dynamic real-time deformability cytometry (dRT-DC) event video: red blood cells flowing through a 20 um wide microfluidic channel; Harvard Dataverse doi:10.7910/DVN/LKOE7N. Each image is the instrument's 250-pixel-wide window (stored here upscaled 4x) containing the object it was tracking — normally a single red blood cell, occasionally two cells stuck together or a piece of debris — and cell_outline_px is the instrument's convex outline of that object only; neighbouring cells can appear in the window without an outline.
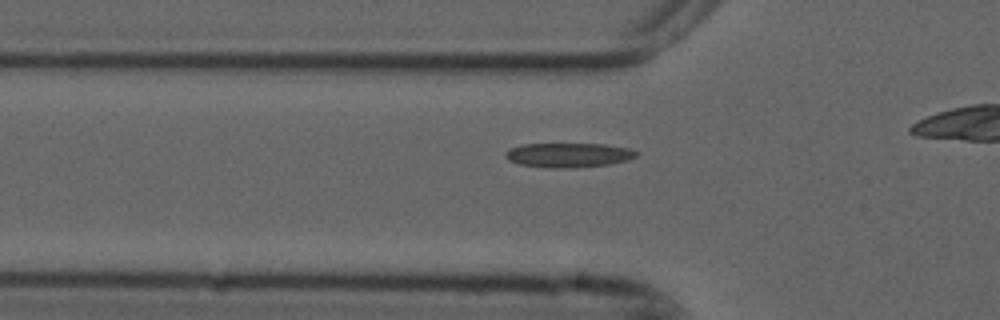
{"species": "common noctule bat (a hibernating species)", "species_latin": "Nyctalus noctula", "temperature_condition": "cold", "stored_images_in_passage": 34, "camera_frame_rate_fps": 3000, "um_per_image_px": 0.085, "animal": {"sex": "male", "forearm_length_mm": 52.5}, "frame": {"image": 1, "passage_image": 8, "time_ms": 2.333, "image_size_px": [1000, 320], "cell_outline_px": [[640, 152], [636, 156], [628, 160], [608, 164], [568, 168], [556, 168], [520, 164], [508, 160], [504, 156], [504, 152], [512, 148], [524, 144], [604, 144], [628, 148]], "centroid_in_image_um": [48.33, 13.17], "position_along_channel_um": 77.5, "area_um2": 18.44}}
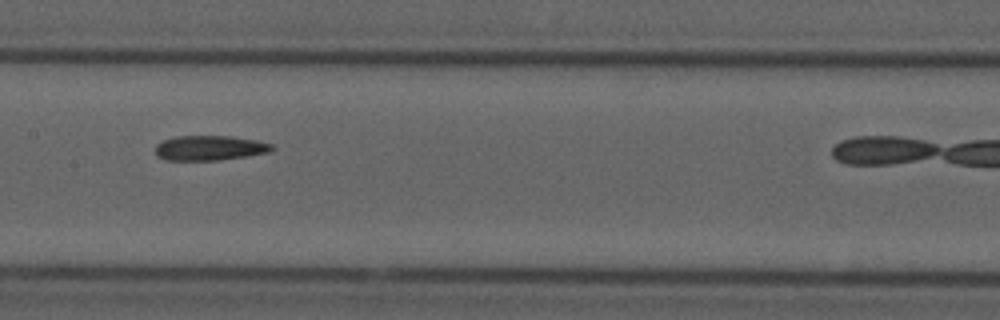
{"frame": {"image": 2, "passage_image": 17, "time_ms": 5.333, "image_size_px": [1000, 320], "cell_outline_px": [[276, 148], [268, 152], [248, 156], [220, 160], [164, 160], [156, 156], [156, 144], [164, 140], [176, 136], [232, 136], [256, 140], [272, 144]], "centroid_in_image_um": [17.83, 12.58], "position_along_channel_um": 189.6, "area_um2": 16.99}}
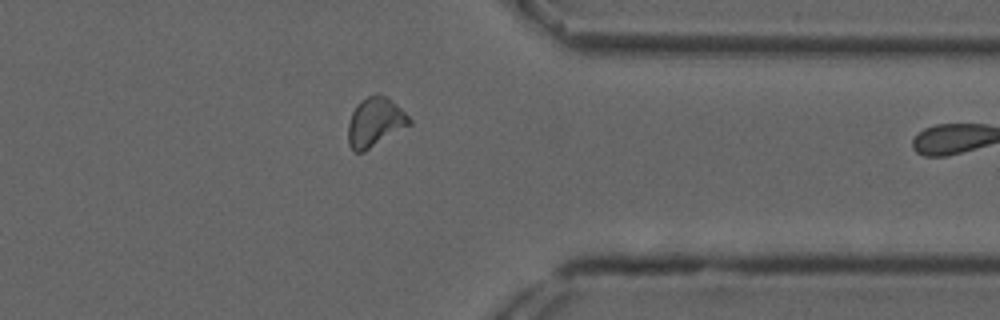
{"frame": {"image": 3, "passage_image": 33, "time_ms": 10.667, "image_size_px": [1000, 320], "cell_outline_px": [[412, 124], [364, 152], [352, 152], [348, 144], [348, 124], [352, 112], [356, 104], [360, 100], [376, 92], [388, 96], [412, 120]], "centroid_in_image_um": [31.87, 10.37], "position_along_channel_um": 379.5, "area_um2": 17.86}}